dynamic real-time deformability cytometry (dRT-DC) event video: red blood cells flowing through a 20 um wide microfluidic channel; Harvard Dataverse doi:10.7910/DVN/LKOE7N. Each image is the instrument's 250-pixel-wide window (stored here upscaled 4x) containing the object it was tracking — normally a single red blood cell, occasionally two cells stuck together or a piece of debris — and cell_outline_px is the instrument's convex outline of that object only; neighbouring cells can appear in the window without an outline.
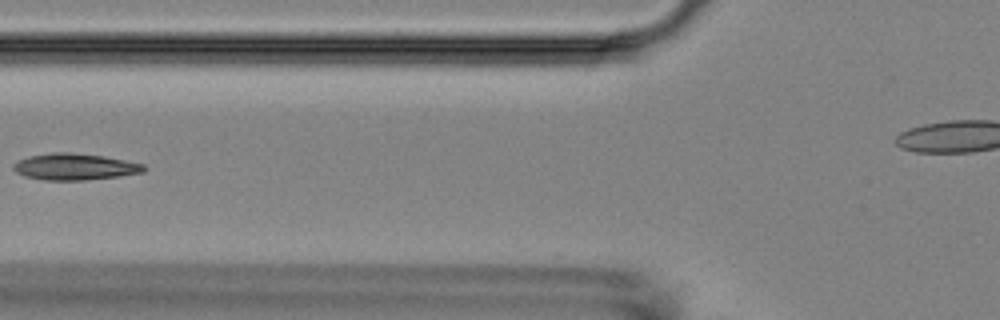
{"species": "Egyptian fruit bat (a non-hibernating species)", "species_latin": "Rousettus aegyptiacus", "temperature_condition": "room temperature", "stored_images_in_passage": 3, "camera_frame_rate_fps": 3000, "um_per_image_px": 0.085, "animal": {"sex": "female"}, "frame": {"image": 1, "passage_image": 2, "time_ms": 1.667, "image_size_px": [1000, 320], "cell_outline_px": [[144, 172], [120, 176], [84, 180], [44, 180], [24, 176], [16, 172], [12, 168], [12, 164], [28, 156], [52, 152], [72, 152], [104, 156], [144, 164]], "centroid_in_image_um": [6.32, 14.17], "position_along_channel_um": 119.5, "area_um2": 20.17}}